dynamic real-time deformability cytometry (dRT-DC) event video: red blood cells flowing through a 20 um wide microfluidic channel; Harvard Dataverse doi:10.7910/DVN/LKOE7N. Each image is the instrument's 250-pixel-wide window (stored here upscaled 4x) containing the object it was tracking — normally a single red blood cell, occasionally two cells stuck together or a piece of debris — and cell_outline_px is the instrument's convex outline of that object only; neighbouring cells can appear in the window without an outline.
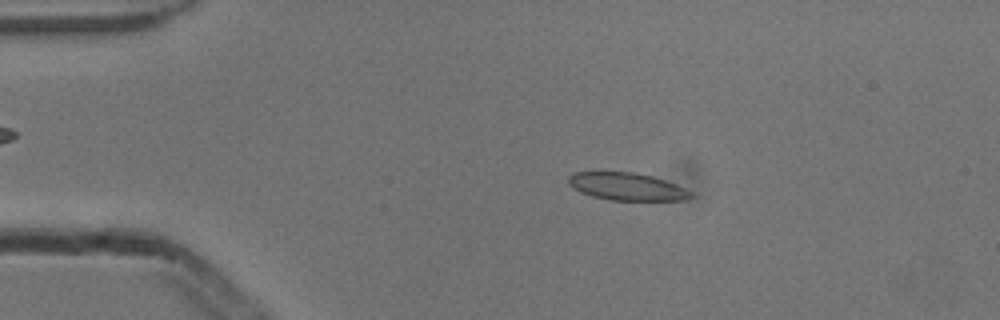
{"species": "common noctule bat (a hibernating species)", "species_latin": "Nyctalus noctula", "temperature_condition": "cold", "stored_images_in_passage": 53, "camera_frame_rate_fps": 3000, "um_per_image_px": 0.085, "animal": {"sex": "male", "body_mass_g": 13.3}, "frame": {"image": 1, "passage_image": 10, "time_ms": 3.0, "image_size_px": [1000, 320], "cell_outline_px": [[696, 196], [688, 200], [608, 200], [592, 196], [580, 192], [572, 188], [568, 184], [568, 176], [572, 172], [636, 172], [652, 176], [676, 184], [692, 192]], "centroid_in_image_um": [53.29, 15.86], "position_along_channel_um": 31.7, "area_um2": 19.88}}
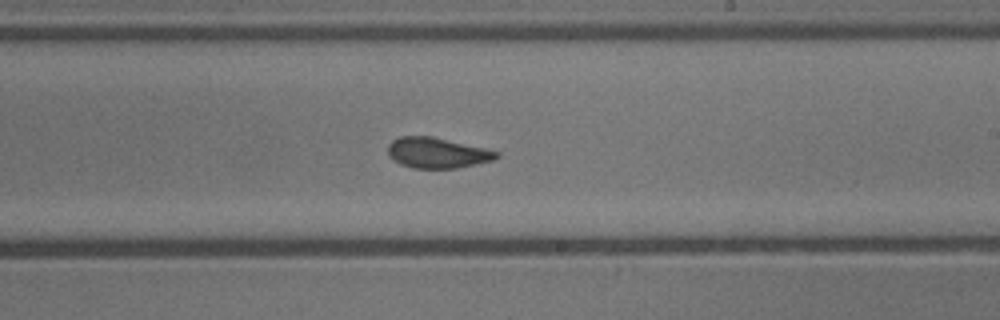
{"frame": {"image": 2, "passage_image": 31, "time_ms": 10.0, "image_size_px": [1000, 320], "cell_outline_px": [[500, 156], [492, 160], [476, 164], [456, 168], [412, 168], [400, 164], [388, 156], [388, 144], [392, 140], [400, 136], [432, 136], [484, 148], [500, 152]], "centroid_in_image_um": [37.13, 12.99], "position_along_channel_um": 251.9, "area_um2": 19.31}}
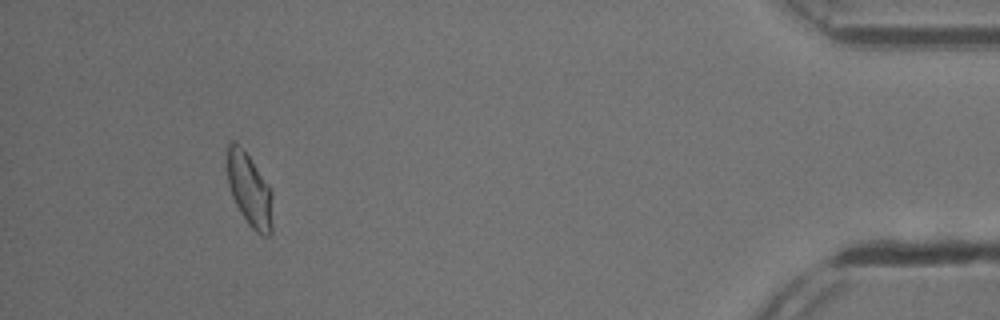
{"frame": {"image": 3, "passage_image": 49, "time_ms": 16.0, "image_size_px": [1000, 320], "cell_outline_px": [[272, 232], [268, 236], [264, 236], [256, 232], [248, 224], [240, 212], [232, 196], [228, 184], [228, 140], [236, 140], [240, 144], [272, 188]], "centroid_in_image_um": [21.23, 16.13], "position_along_channel_um": 414.0, "area_um2": 19.59}, "authors_computed_cell_mechanics": {"area_um2": 19.8832, "velocity_mm_per_s": 3.8372, "shape_relaxation_time_tau1_ms": 4.9292, "shape_relaxation_time_tau2_ms": 1.5921, "deformation_change_tau1": 0.1127, "deformation_change_tau2": 0.0569}}